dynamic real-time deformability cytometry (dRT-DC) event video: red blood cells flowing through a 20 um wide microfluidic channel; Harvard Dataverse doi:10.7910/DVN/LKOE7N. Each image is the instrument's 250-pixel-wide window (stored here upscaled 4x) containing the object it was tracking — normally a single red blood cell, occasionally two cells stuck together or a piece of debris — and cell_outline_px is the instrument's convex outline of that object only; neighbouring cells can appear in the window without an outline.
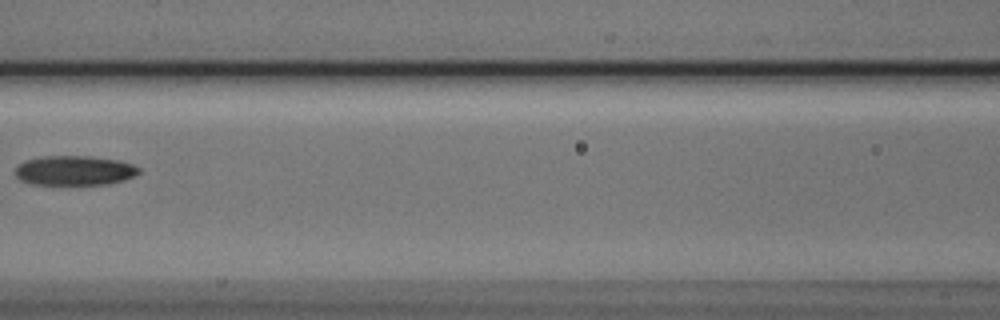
{"species": "Egyptian fruit bat (a non-hibernating species)", "species_latin": "Rousettus aegyptiacus", "temperature_condition": "cold", "stored_images_in_passage": 9, "camera_frame_rate_fps": 3000, "um_per_image_px": 0.085, "animal": {"sex": "male"}, "frame": {"image": 1, "passage_image": 6, "time_ms": 1.667, "image_size_px": [1000, 320], "cell_outline_px": [[140, 172], [124, 180], [108, 184], [32, 184], [20, 180], [16, 176], [16, 168], [24, 160], [44, 156], [88, 156], [120, 160], [132, 164], [140, 168]], "centroid_in_image_um": [6.34, 14.49], "position_along_channel_um": 160.3, "area_um2": 21.27}}
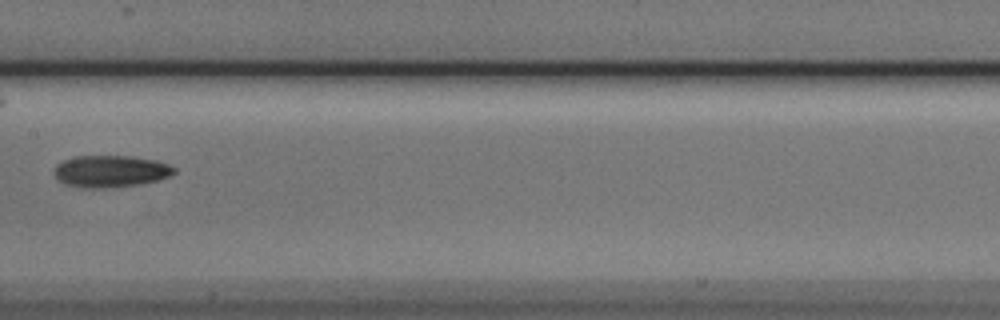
{"frame": {"image": 2, "passage_image": 7, "time_ms": 2.0, "image_size_px": [1000, 320], "cell_outline_px": [[176, 172], [168, 176], [156, 180], [140, 184], [104, 188], [80, 188], [64, 184], [52, 172], [52, 168], [56, 164], [64, 160], [76, 156], [132, 156], [156, 160], [168, 164], [176, 168]], "centroid_in_image_um": [9.36, 14.55], "position_along_channel_um": 198.0, "area_um2": 22.43}}
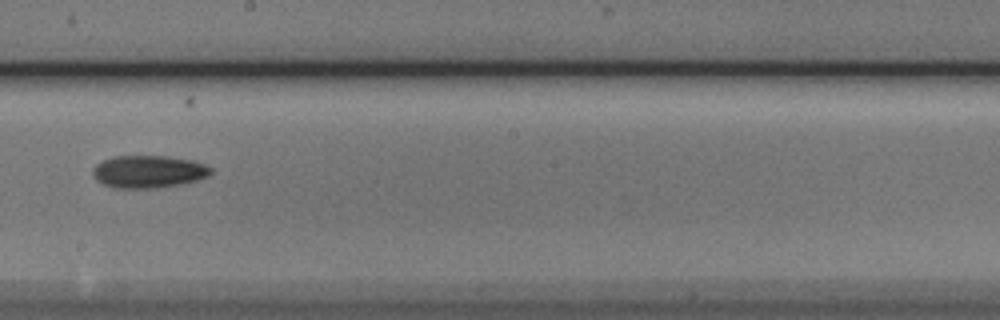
{"frame": {"image": 3, "passage_image": 8, "time_ms": 2.333, "image_size_px": [1000, 320], "cell_outline_px": [[212, 172], [208, 176], [184, 184], [160, 188], [116, 188], [104, 184], [96, 180], [92, 176], [92, 168], [96, 164], [112, 156], [168, 156], [192, 160], [204, 164], [212, 168]], "centroid_in_image_um": [12.62, 14.59], "position_along_channel_um": 235.6, "area_um2": 22.6}}